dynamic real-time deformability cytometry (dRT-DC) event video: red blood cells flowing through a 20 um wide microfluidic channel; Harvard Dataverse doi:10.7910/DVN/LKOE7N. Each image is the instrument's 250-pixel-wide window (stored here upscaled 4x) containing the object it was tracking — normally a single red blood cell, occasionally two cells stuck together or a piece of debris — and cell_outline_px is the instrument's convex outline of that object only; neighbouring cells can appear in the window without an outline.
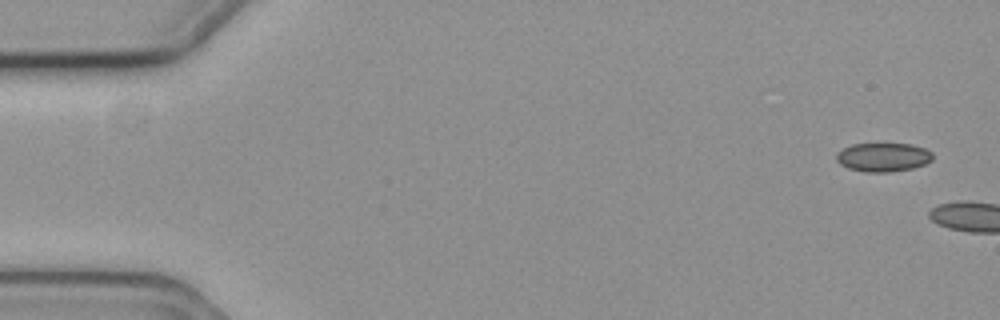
{"species": "common noctule bat (a hibernating species)", "species_latin": "Nyctalus noctula", "temperature_condition": "cold", "stored_images_in_passage": 2, "camera_frame_rate_fps": 3000, "um_per_image_px": 0.085, "animal": {"sex": "female", "body_mass_g": 19.3, "forearm_length_mm": 54.1}, "frame": {"image": 1, "passage_image": 1, "time_ms": 0.0, "image_size_px": [1000, 320], "cell_outline_px": [[932, 160], [924, 164], [912, 168], [888, 172], [868, 172], [848, 168], [840, 164], [836, 160], [836, 152], [852, 144], [912, 144], [924, 148], [932, 152]], "centroid_in_image_um": [75.05, 13.36], "position_along_channel_um": 9.9, "area_um2": 16.07}}